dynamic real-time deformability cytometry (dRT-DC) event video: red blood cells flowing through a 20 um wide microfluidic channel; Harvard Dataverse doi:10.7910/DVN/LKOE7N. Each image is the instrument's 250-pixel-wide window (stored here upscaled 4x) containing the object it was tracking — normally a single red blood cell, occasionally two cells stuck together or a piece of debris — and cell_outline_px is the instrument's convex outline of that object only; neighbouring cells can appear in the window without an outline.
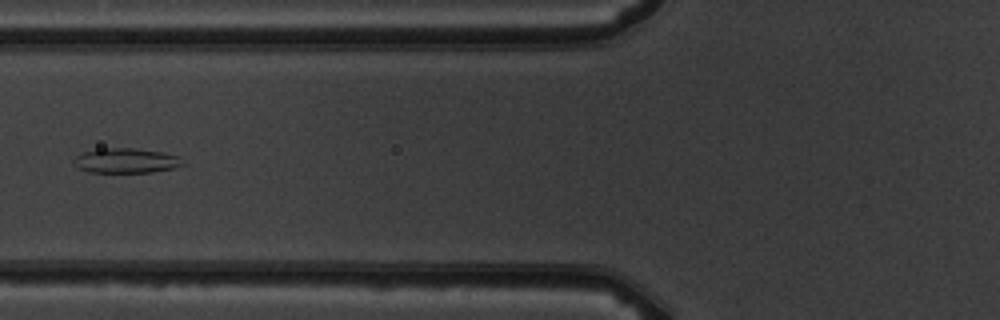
{"species": "common noctule bat (a hibernating species)", "species_latin": "Nyctalus noctula", "temperature_condition": "warm", "stored_images_in_passage": 7, "camera_frame_rate_fps": 3000, "um_per_image_px": 0.085, "animal": {"sex": "male", "body_mass_g": 19.5, "forearm_length_mm": 54.6}, "frame": {"image": 1, "passage_image": 7, "time_ms": 7.0, "image_size_px": [1000, 320], "cell_outline_px": [[184, 164], [172, 168], [152, 172], [88, 172], [72, 164], [72, 160], [76, 156], [84, 152], [100, 148], [136, 148], [160, 152], [180, 156]], "centroid_in_image_um": [10.68, 13.65], "position_along_channel_um": 115.1, "area_um2": 15.72}}